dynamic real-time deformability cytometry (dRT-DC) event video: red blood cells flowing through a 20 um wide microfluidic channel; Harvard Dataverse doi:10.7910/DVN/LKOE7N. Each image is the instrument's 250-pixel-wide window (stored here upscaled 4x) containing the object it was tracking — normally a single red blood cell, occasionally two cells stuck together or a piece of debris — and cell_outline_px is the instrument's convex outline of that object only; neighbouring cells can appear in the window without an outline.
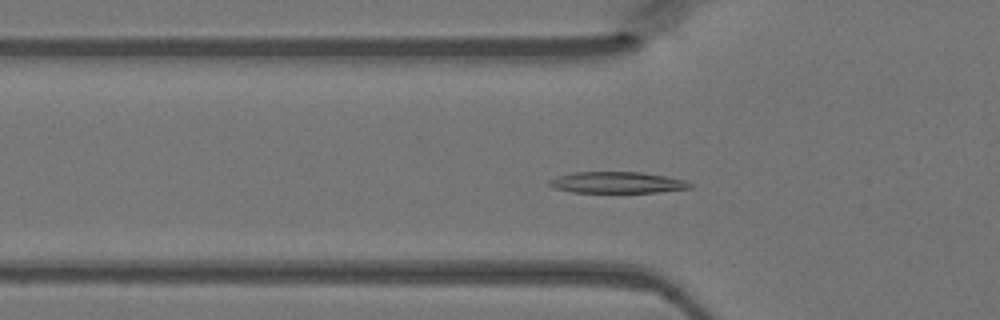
{"species": "Egyptian fruit bat (a non-hibernating species)", "species_latin": "Rousettus aegyptiacus", "temperature_condition": "warm", "stored_images_in_passage": 47, "camera_frame_rate_fps": 3000, "um_per_image_px": 0.085, "animal": {"sex": "female"}, "frame": {"image": 1, "passage_image": 15, "time_ms": 4.667, "image_size_px": [1000, 320], "cell_outline_px": [[692, 188], [656, 192], [572, 192], [552, 188], [548, 184], [548, 180], [556, 176], [572, 172], [640, 172], [664, 176], [684, 180], [692, 184]], "centroid_in_image_um": [52.39, 15.51], "position_along_channel_um": 73.4, "area_um2": 17.46}}
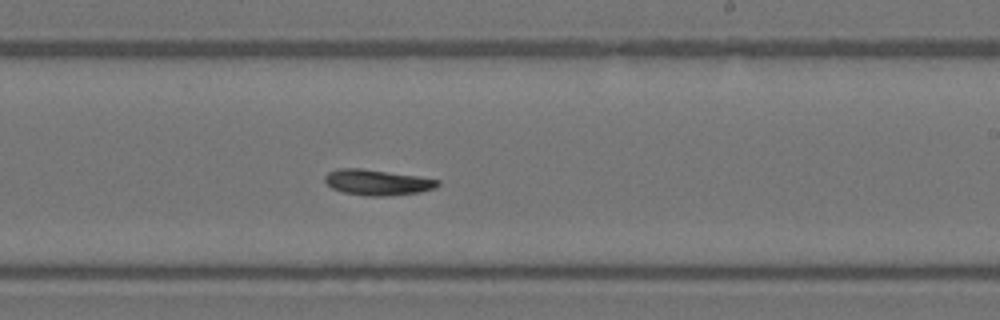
{"frame": {"image": 2, "passage_image": 28, "time_ms": 9.0, "image_size_px": [1000, 320], "cell_outline_px": [[440, 184], [436, 188], [420, 192], [388, 196], [364, 196], [344, 192], [332, 188], [324, 180], [324, 176], [328, 172], [336, 168], [360, 168], [416, 176], [440, 180]], "centroid_in_image_um": [32.06, 15.5], "position_along_channel_um": 256.9, "area_um2": 16.88}}
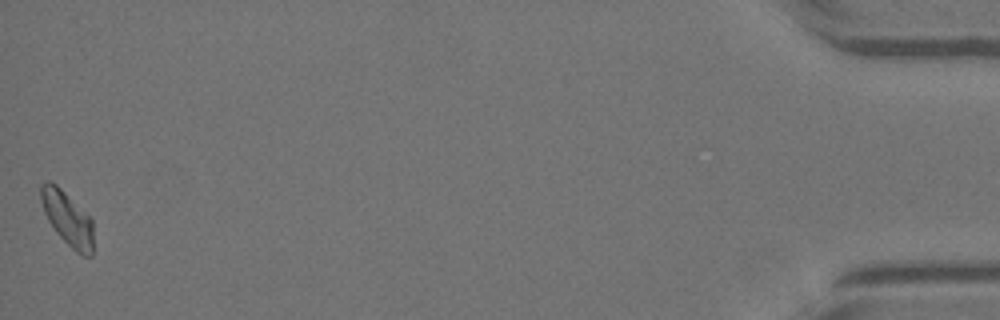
{"frame": {"image": 3, "passage_image": 47, "time_ms": 15.333, "image_size_px": [1000, 320], "cell_outline_px": [[92, 256], [80, 256], [56, 232], [48, 220], [44, 212], [40, 200], [40, 184], [48, 180], [56, 184], [92, 220]], "centroid_in_image_um": [5.7, 18.57], "position_along_channel_um": 429.5, "area_um2": 16.18}}